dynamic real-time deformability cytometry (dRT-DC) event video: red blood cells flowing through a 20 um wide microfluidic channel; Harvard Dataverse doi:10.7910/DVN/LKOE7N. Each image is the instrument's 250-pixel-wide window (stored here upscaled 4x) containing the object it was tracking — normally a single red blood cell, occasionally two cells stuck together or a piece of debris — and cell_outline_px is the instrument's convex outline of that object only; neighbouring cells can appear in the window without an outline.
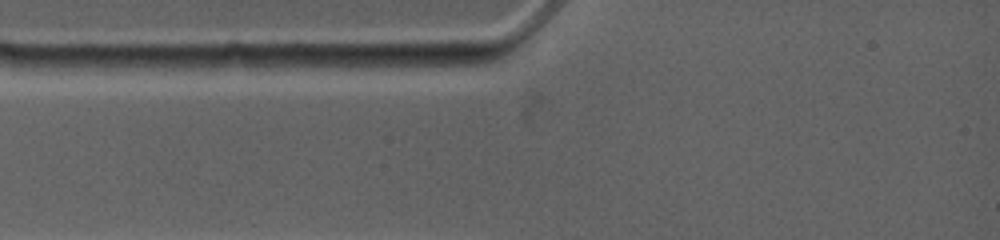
{"species": "common noctule bat (a hibernating species)", "species_latin": "Nyctalus noctula", "temperature_condition": "warm", "stored_images_in_passage": 2, "camera_frame_rate_fps": 4500, "um_per_image_px": 0.085, "animal": {"sex": "female", "body_mass_g": 19.0, "forearm_length_mm": 53.3}, "frame": {"image": 1, "passage_image": 1, "time_ms": 0.0, "image_size_px": [1000, 240], "cell_outline_px": [[380, 60], [356, 76], [268, 72], [228, 64], [220, 60], [224, 56], [380, 56]], "centroid_in_image_um": [25.98, 5.45], "position_along_channel_um": 59.0, "area_um2": 17.28}}